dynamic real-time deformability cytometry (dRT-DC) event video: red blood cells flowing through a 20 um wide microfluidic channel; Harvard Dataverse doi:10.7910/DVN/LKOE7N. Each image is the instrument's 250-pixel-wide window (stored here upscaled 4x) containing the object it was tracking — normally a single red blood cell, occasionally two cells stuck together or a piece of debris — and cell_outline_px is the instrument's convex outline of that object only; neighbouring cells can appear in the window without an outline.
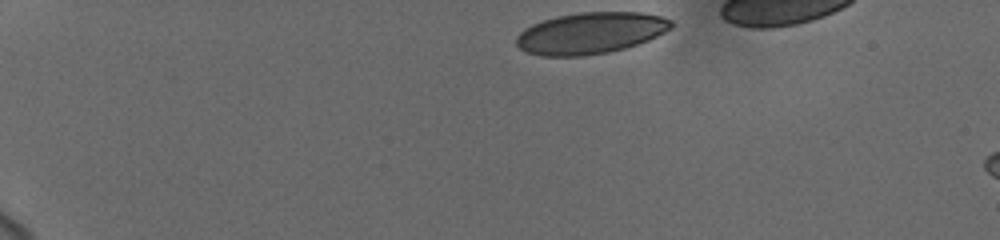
{"species": "human", "species_latin": "Homo sapiens", "temperature_condition": "cold", "stored_images_in_passage": 6, "camera_frame_rate_fps": 3000, "um_per_image_px": 0.085, "donor": {"sex": "female"}, "frame": {"image": 1, "passage_image": 1, "time_ms": 0.0, "image_size_px": [1000, 240], "cell_outline_px": [[672, 28], [648, 40], [624, 48], [608, 52], [580, 56], [540, 56], [524, 52], [516, 44], [516, 36], [524, 28], [532, 24], [556, 16], [580, 12], [640, 12], [660, 16], [672, 20]], "centroid_in_image_um": [50.15, 2.81], "position_along_channel_um": 34.8, "area_um2": 37.4}}